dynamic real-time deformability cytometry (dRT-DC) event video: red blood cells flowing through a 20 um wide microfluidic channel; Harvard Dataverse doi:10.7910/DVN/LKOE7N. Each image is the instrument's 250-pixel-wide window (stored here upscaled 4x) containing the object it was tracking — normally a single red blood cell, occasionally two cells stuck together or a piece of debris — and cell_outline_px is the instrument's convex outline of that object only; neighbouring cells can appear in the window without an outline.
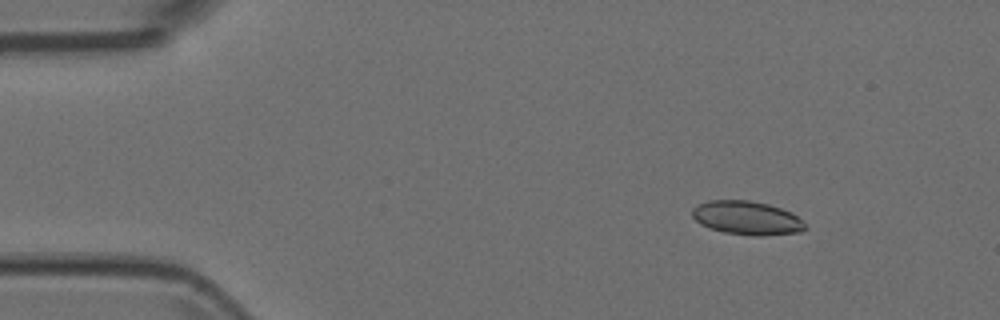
{"species": "Egyptian fruit bat (a non-hibernating species)", "species_latin": "Rousettus aegyptiacus", "temperature_condition": "room temperature", "stored_images_in_passage": 5, "camera_frame_rate_fps": 3000, "um_per_image_px": 0.085, "animal": {"sex": "female"}, "frame": {"image": 1, "passage_image": 2, "time_ms": 0.333, "image_size_px": [1000, 320], "cell_outline_px": [[808, 228], [800, 232], [764, 236], [752, 236], [724, 232], [708, 228], [700, 224], [692, 216], [692, 208], [696, 204], [708, 200], [748, 200], [768, 204], [792, 212]], "centroid_in_image_um": [63.45, 18.53], "position_along_channel_um": 21.5, "area_um2": 22.37}}